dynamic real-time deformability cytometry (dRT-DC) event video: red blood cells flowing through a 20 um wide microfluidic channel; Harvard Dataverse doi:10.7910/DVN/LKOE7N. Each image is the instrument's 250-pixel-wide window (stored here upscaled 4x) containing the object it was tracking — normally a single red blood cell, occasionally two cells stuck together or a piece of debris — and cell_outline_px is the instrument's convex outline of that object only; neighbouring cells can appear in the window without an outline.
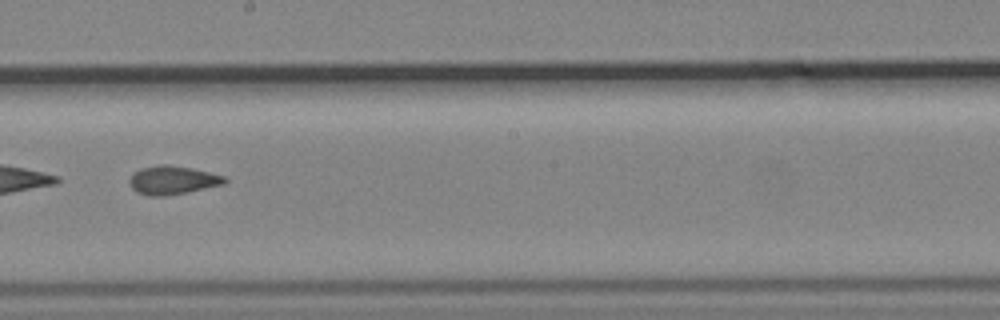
{"species": "common noctule bat (a hibernating species)", "species_latin": "Nyctalus noctula", "temperature_condition": "cold", "stored_images_in_passage": 34, "camera_frame_rate_fps": 3000, "um_per_image_px": 0.085, "animal": {"sex": "male", "body_mass_g": 19.2, "forearm_length_mm": 51.8}, "frame": {"image": 1, "passage_image": 15, "time_ms": 4.667, "image_size_px": [1000, 320], "cell_outline_px": [[228, 180], [224, 184], [188, 192], [164, 196], [148, 196], [136, 192], [132, 188], [128, 180], [140, 168], [160, 164], [168, 164], [192, 168], [224, 176]], "centroid_in_image_um": [14.66, 15.31], "position_along_channel_um": 233.5, "area_um2": 15.84}}
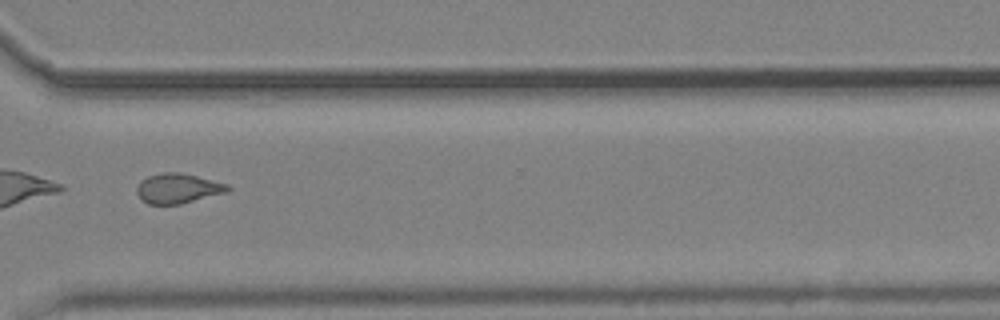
{"frame": {"image": 2, "passage_image": 25, "time_ms": 8.0, "image_size_px": [1000, 320], "cell_outline_px": [[232, 188], [228, 192], [180, 204], [148, 204], [140, 200], [136, 192], [136, 188], [140, 180], [148, 176], [164, 172], [180, 172], [228, 184]], "centroid_in_image_um": [15.1, 16.02], "position_along_channel_um": 355.5, "area_um2": 15.95}}